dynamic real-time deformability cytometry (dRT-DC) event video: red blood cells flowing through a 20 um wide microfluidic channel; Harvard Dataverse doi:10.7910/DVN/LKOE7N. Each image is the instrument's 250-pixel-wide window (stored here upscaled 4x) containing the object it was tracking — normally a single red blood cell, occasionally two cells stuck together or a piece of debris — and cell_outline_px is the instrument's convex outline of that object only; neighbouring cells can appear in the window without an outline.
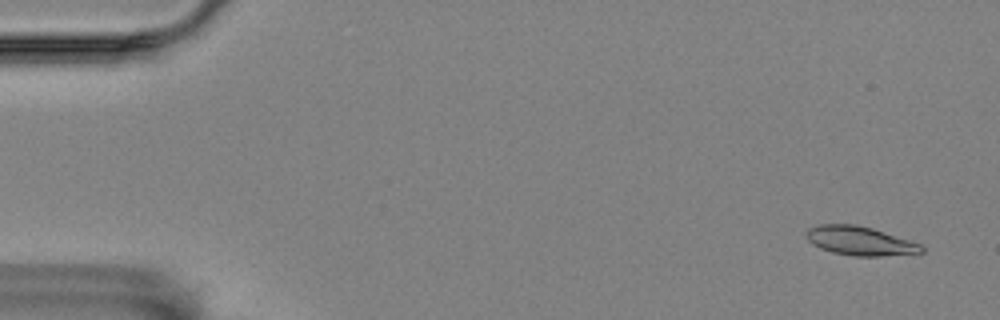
{"species": "Egyptian fruit bat (a non-hibernating species)", "species_latin": "Rousettus aegyptiacus", "temperature_condition": "room temperature", "stored_images_in_passage": 4, "camera_frame_rate_fps": 3000, "um_per_image_px": 0.085, "animal": {"sex": "female"}, "frame": {"image": 1, "passage_image": 1, "time_ms": 0.0, "image_size_px": [1000, 320], "cell_outline_px": [[924, 252], [880, 256], [856, 256], [832, 252], [820, 248], [812, 244], [804, 236], [804, 232], [808, 228], [820, 224], [856, 224], [872, 228], [920, 244], [924, 248]], "centroid_in_image_um": [73.03, 20.46], "position_along_channel_um": 12.0, "area_um2": 19.36}}